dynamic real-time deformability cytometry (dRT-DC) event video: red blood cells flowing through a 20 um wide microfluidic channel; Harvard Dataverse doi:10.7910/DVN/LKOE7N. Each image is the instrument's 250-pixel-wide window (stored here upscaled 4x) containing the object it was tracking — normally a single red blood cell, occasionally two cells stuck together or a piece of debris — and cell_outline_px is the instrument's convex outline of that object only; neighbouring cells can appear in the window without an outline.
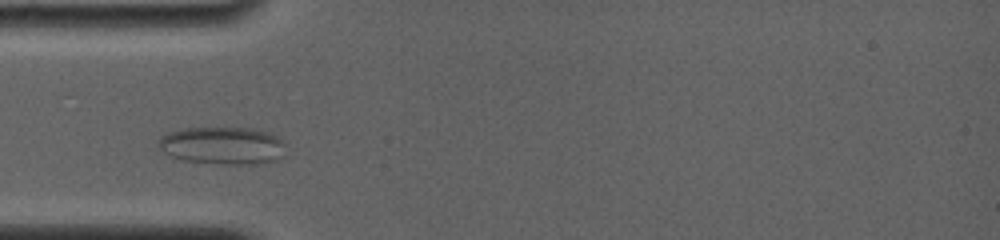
{"species": "common noctule bat (a hibernating species)", "species_latin": "Nyctalus noctula", "temperature_condition": "room temperature", "stored_images_in_passage": 11, "camera_frame_rate_fps": 4000, "um_per_image_px": 0.085, "animal": {"sex": "female", "body_mass_g": 19.0, "forearm_length_mm": 56.7}, "frame": {"image": 1, "passage_image": 3, "time_ms": 1.75, "image_size_px": [1000, 240], "cell_outline_px": [[284, 156], [272, 160], [252, 164], [220, 164], [184, 160], [172, 156], [164, 152], [156, 144], [156, 140], [160, 136], [168, 132], [184, 128], [252, 128], [268, 132], [280, 136], [284, 144]], "centroid_in_image_um": [18.9, 12.36], "position_along_channel_um": 66.1, "area_um2": 27.98}}
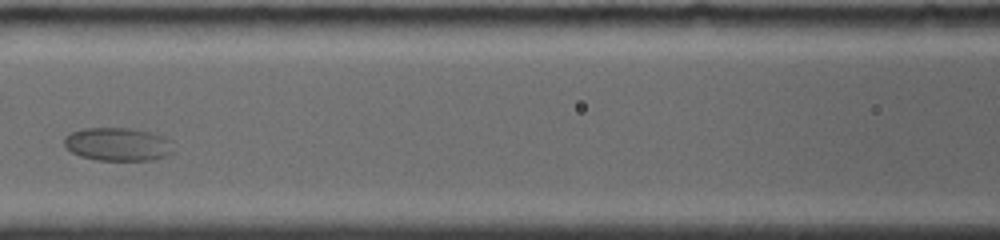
{"frame": {"image": 2, "passage_image": 5, "time_ms": 4.25, "image_size_px": [1000, 240], "cell_outline_px": [[176, 152], [152, 160], [96, 160], [80, 156], [64, 148], [64, 136], [72, 132], [84, 128], [132, 128], [152, 132], [164, 136], [172, 140]], "centroid_in_image_um": [10.05, 12.26], "position_along_channel_um": 156.5, "area_um2": 21.62}}
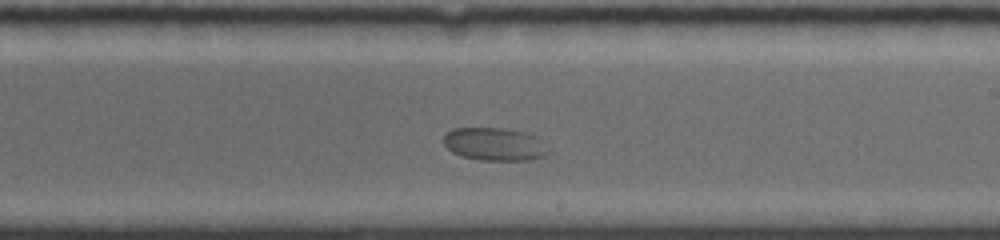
{"frame": {"image": 3, "passage_image": 10, "time_ms": 6.75, "image_size_px": [1000, 240], "cell_outline_px": [[552, 152], [544, 156], [532, 160], [480, 160], [460, 156], [452, 152], [444, 144], [444, 136], [452, 128], [504, 128], [524, 132], [540, 136], [552, 148]], "centroid_in_image_um": [42.15, 12.26], "position_along_channel_um": 246.8, "area_um2": 20.69}}